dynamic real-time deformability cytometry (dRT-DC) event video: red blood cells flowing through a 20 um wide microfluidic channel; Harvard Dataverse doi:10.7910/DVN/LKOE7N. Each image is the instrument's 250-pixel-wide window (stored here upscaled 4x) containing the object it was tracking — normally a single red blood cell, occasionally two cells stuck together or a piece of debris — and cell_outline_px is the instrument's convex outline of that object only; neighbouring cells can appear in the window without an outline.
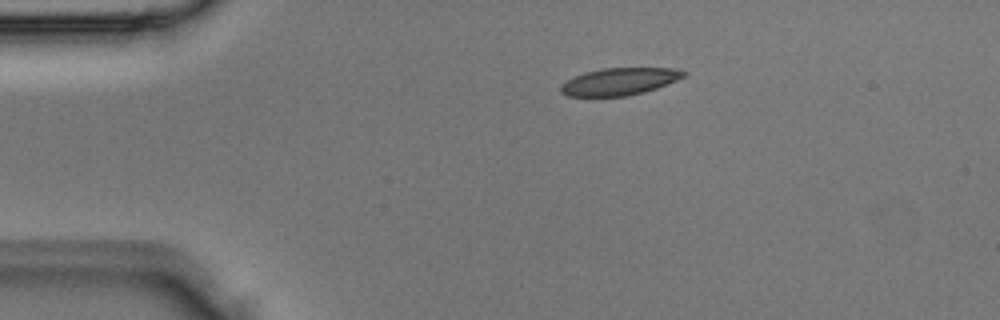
{"species": "Egyptian fruit bat (a non-hibernating species)", "species_latin": "Rousettus aegyptiacus", "temperature_condition": "room temperature", "stored_images_in_passage": 3, "camera_frame_rate_fps": 3000, "um_per_image_px": 0.085, "animal": {"sex": "male"}, "frame": {"image": 1, "passage_image": 2, "time_ms": 0.333, "image_size_px": [1000, 320], "cell_outline_px": [[688, 76], [668, 84], [644, 92], [628, 96], [568, 96], [560, 92], [560, 84], [576, 76], [588, 72], [604, 68], [672, 68], [688, 72]], "centroid_in_image_um": [52.71, 6.93], "position_along_channel_um": 32.3, "area_um2": 19.48}}